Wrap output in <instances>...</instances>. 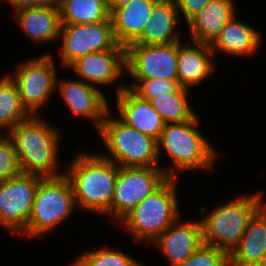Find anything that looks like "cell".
<instances>
[{"instance_id": "6da1fadb", "label": "cell", "mask_w": 266, "mask_h": 266, "mask_svg": "<svg viewBox=\"0 0 266 266\" xmlns=\"http://www.w3.org/2000/svg\"><path fill=\"white\" fill-rule=\"evenodd\" d=\"M68 177L77 206L111 214L118 166L101 154L82 152L68 167Z\"/></svg>"}, {"instance_id": "7a4b0ae2", "label": "cell", "mask_w": 266, "mask_h": 266, "mask_svg": "<svg viewBox=\"0 0 266 266\" xmlns=\"http://www.w3.org/2000/svg\"><path fill=\"white\" fill-rule=\"evenodd\" d=\"M8 135L13 139L22 173L41 177H58L59 132L48 126L39 115L18 123Z\"/></svg>"}, {"instance_id": "3957f363", "label": "cell", "mask_w": 266, "mask_h": 266, "mask_svg": "<svg viewBox=\"0 0 266 266\" xmlns=\"http://www.w3.org/2000/svg\"><path fill=\"white\" fill-rule=\"evenodd\" d=\"M197 124L196 115L189 121L165 124L161 131L157 140L158 156L163 148L172 159L171 168L164 169L169 178H176V170L178 172V170L211 169L213 167L217 157L216 151L196 128Z\"/></svg>"}, {"instance_id": "277c9868", "label": "cell", "mask_w": 266, "mask_h": 266, "mask_svg": "<svg viewBox=\"0 0 266 266\" xmlns=\"http://www.w3.org/2000/svg\"><path fill=\"white\" fill-rule=\"evenodd\" d=\"M261 195L262 193H257L230 201L202 218L203 243L230 254L240 243L249 220L265 205L262 204Z\"/></svg>"}, {"instance_id": "5b68a950", "label": "cell", "mask_w": 266, "mask_h": 266, "mask_svg": "<svg viewBox=\"0 0 266 266\" xmlns=\"http://www.w3.org/2000/svg\"><path fill=\"white\" fill-rule=\"evenodd\" d=\"M175 188V178H168L120 221L135 241L154 242L179 218Z\"/></svg>"}, {"instance_id": "8992f818", "label": "cell", "mask_w": 266, "mask_h": 266, "mask_svg": "<svg viewBox=\"0 0 266 266\" xmlns=\"http://www.w3.org/2000/svg\"><path fill=\"white\" fill-rule=\"evenodd\" d=\"M109 110L99 129L104 144L110 151L101 154L122 167H157V140L128 126L120 118H110Z\"/></svg>"}, {"instance_id": "52a82bcc", "label": "cell", "mask_w": 266, "mask_h": 266, "mask_svg": "<svg viewBox=\"0 0 266 266\" xmlns=\"http://www.w3.org/2000/svg\"><path fill=\"white\" fill-rule=\"evenodd\" d=\"M77 206L68 177H44L37 186L33 209L24 231L28 236L51 232Z\"/></svg>"}, {"instance_id": "ba28073f", "label": "cell", "mask_w": 266, "mask_h": 266, "mask_svg": "<svg viewBox=\"0 0 266 266\" xmlns=\"http://www.w3.org/2000/svg\"><path fill=\"white\" fill-rule=\"evenodd\" d=\"M168 178L164 168L118 166L111 214L121 221Z\"/></svg>"}, {"instance_id": "9c48e42d", "label": "cell", "mask_w": 266, "mask_h": 266, "mask_svg": "<svg viewBox=\"0 0 266 266\" xmlns=\"http://www.w3.org/2000/svg\"><path fill=\"white\" fill-rule=\"evenodd\" d=\"M126 71L134 79L178 81V41L170 44H130L125 48Z\"/></svg>"}, {"instance_id": "30bf717a", "label": "cell", "mask_w": 266, "mask_h": 266, "mask_svg": "<svg viewBox=\"0 0 266 266\" xmlns=\"http://www.w3.org/2000/svg\"><path fill=\"white\" fill-rule=\"evenodd\" d=\"M43 177L21 173L0 182V224L22 233L30 219L39 181Z\"/></svg>"}, {"instance_id": "8fae6325", "label": "cell", "mask_w": 266, "mask_h": 266, "mask_svg": "<svg viewBox=\"0 0 266 266\" xmlns=\"http://www.w3.org/2000/svg\"><path fill=\"white\" fill-rule=\"evenodd\" d=\"M50 54L24 61L12 79L16 82L23 106L35 115L56 89L57 71Z\"/></svg>"}, {"instance_id": "7c38bea8", "label": "cell", "mask_w": 266, "mask_h": 266, "mask_svg": "<svg viewBox=\"0 0 266 266\" xmlns=\"http://www.w3.org/2000/svg\"><path fill=\"white\" fill-rule=\"evenodd\" d=\"M61 36V58L63 65L68 67L80 57L113 49L118 44L113 35L111 21L61 24L59 37Z\"/></svg>"}, {"instance_id": "4fadbf2b", "label": "cell", "mask_w": 266, "mask_h": 266, "mask_svg": "<svg viewBox=\"0 0 266 266\" xmlns=\"http://www.w3.org/2000/svg\"><path fill=\"white\" fill-rule=\"evenodd\" d=\"M70 67L90 85L111 84L126 69L125 47L117 44L113 49L87 54L78 58Z\"/></svg>"}, {"instance_id": "5bb4252c", "label": "cell", "mask_w": 266, "mask_h": 266, "mask_svg": "<svg viewBox=\"0 0 266 266\" xmlns=\"http://www.w3.org/2000/svg\"><path fill=\"white\" fill-rule=\"evenodd\" d=\"M120 119L137 131L158 140L165 123L150 101L139 98L126 85L117 88Z\"/></svg>"}, {"instance_id": "9a60e30c", "label": "cell", "mask_w": 266, "mask_h": 266, "mask_svg": "<svg viewBox=\"0 0 266 266\" xmlns=\"http://www.w3.org/2000/svg\"><path fill=\"white\" fill-rule=\"evenodd\" d=\"M60 91L72 113L78 116L94 119V124L99 131L105 115L109 110L108 102L102 92L87 81H61Z\"/></svg>"}, {"instance_id": "2e32d148", "label": "cell", "mask_w": 266, "mask_h": 266, "mask_svg": "<svg viewBox=\"0 0 266 266\" xmlns=\"http://www.w3.org/2000/svg\"><path fill=\"white\" fill-rule=\"evenodd\" d=\"M170 266H178L203 243L201 222H181L179 218L155 241Z\"/></svg>"}, {"instance_id": "e0dca14e", "label": "cell", "mask_w": 266, "mask_h": 266, "mask_svg": "<svg viewBox=\"0 0 266 266\" xmlns=\"http://www.w3.org/2000/svg\"><path fill=\"white\" fill-rule=\"evenodd\" d=\"M157 1L132 0L110 12L113 35L119 45L126 48L141 36Z\"/></svg>"}, {"instance_id": "ac0fdd59", "label": "cell", "mask_w": 266, "mask_h": 266, "mask_svg": "<svg viewBox=\"0 0 266 266\" xmlns=\"http://www.w3.org/2000/svg\"><path fill=\"white\" fill-rule=\"evenodd\" d=\"M214 53L207 43L194 42L193 46H182L178 41V84L189 90L215 71ZM213 58V59H212Z\"/></svg>"}, {"instance_id": "d6986e66", "label": "cell", "mask_w": 266, "mask_h": 266, "mask_svg": "<svg viewBox=\"0 0 266 266\" xmlns=\"http://www.w3.org/2000/svg\"><path fill=\"white\" fill-rule=\"evenodd\" d=\"M15 17L23 31L34 42H47L59 38L60 9L56 4L16 9Z\"/></svg>"}, {"instance_id": "ffe728a7", "label": "cell", "mask_w": 266, "mask_h": 266, "mask_svg": "<svg viewBox=\"0 0 266 266\" xmlns=\"http://www.w3.org/2000/svg\"><path fill=\"white\" fill-rule=\"evenodd\" d=\"M266 251V205L249 220L240 243L229 254V266H256Z\"/></svg>"}, {"instance_id": "44dd1931", "label": "cell", "mask_w": 266, "mask_h": 266, "mask_svg": "<svg viewBox=\"0 0 266 266\" xmlns=\"http://www.w3.org/2000/svg\"><path fill=\"white\" fill-rule=\"evenodd\" d=\"M234 16L233 0H211L187 23L193 42L210 44Z\"/></svg>"}, {"instance_id": "7402d4cb", "label": "cell", "mask_w": 266, "mask_h": 266, "mask_svg": "<svg viewBox=\"0 0 266 266\" xmlns=\"http://www.w3.org/2000/svg\"><path fill=\"white\" fill-rule=\"evenodd\" d=\"M178 10L174 0H158L141 36L132 44L159 45L179 41L174 30L178 20Z\"/></svg>"}, {"instance_id": "603a6c76", "label": "cell", "mask_w": 266, "mask_h": 266, "mask_svg": "<svg viewBox=\"0 0 266 266\" xmlns=\"http://www.w3.org/2000/svg\"><path fill=\"white\" fill-rule=\"evenodd\" d=\"M260 36L251 26L239 22L234 16L209 44L213 53L221 51L235 56L251 55L258 50Z\"/></svg>"}, {"instance_id": "cb8c5ba5", "label": "cell", "mask_w": 266, "mask_h": 266, "mask_svg": "<svg viewBox=\"0 0 266 266\" xmlns=\"http://www.w3.org/2000/svg\"><path fill=\"white\" fill-rule=\"evenodd\" d=\"M59 9L61 24L111 21L107 0H64Z\"/></svg>"}, {"instance_id": "d4e9b609", "label": "cell", "mask_w": 266, "mask_h": 266, "mask_svg": "<svg viewBox=\"0 0 266 266\" xmlns=\"http://www.w3.org/2000/svg\"><path fill=\"white\" fill-rule=\"evenodd\" d=\"M30 116L23 106L16 82L10 74L5 75L0 80V128H8L10 132L18 123Z\"/></svg>"}, {"instance_id": "484cf974", "label": "cell", "mask_w": 266, "mask_h": 266, "mask_svg": "<svg viewBox=\"0 0 266 266\" xmlns=\"http://www.w3.org/2000/svg\"><path fill=\"white\" fill-rule=\"evenodd\" d=\"M188 94L189 90L179 87L173 94L155 97L150 103L165 124L181 123L196 116L186 100Z\"/></svg>"}, {"instance_id": "4316f807", "label": "cell", "mask_w": 266, "mask_h": 266, "mask_svg": "<svg viewBox=\"0 0 266 266\" xmlns=\"http://www.w3.org/2000/svg\"><path fill=\"white\" fill-rule=\"evenodd\" d=\"M133 259L119 250L100 248L84 253L73 264L75 266H141L138 261Z\"/></svg>"}, {"instance_id": "83f0119b", "label": "cell", "mask_w": 266, "mask_h": 266, "mask_svg": "<svg viewBox=\"0 0 266 266\" xmlns=\"http://www.w3.org/2000/svg\"><path fill=\"white\" fill-rule=\"evenodd\" d=\"M129 88L139 98L150 101L151 99L173 94L180 86L178 81L165 79H135Z\"/></svg>"}, {"instance_id": "f1b7e54d", "label": "cell", "mask_w": 266, "mask_h": 266, "mask_svg": "<svg viewBox=\"0 0 266 266\" xmlns=\"http://www.w3.org/2000/svg\"><path fill=\"white\" fill-rule=\"evenodd\" d=\"M178 266H229V254L212 245L202 243Z\"/></svg>"}, {"instance_id": "f546056e", "label": "cell", "mask_w": 266, "mask_h": 266, "mask_svg": "<svg viewBox=\"0 0 266 266\" xmlns=\"http://www.w3.org/2000/svg\"><path fill=\"white\" fill-rule=\"evenodd\" d=\"M0 135V182L22 173L16 147L9 135ZM6 136V137H5Z\"/></svg>"}, {"instance_id": "4dcf8cb0", "label": "cell", "mask_w": 266, "mask_h": 266, "mask_svg": "<svg viewBox=\"0 0 266 266\" xmlns=\"http://www.w3.org/2000/svg\"><path fill=\"white\" fill-rule=\"evenodd\" d=\"M178 13H182L188 23L211 0H174Z\"/></svg>"}, {"instance_id": "1f68e13d", "label": "cell", "mask_w": 266, "mask_h": 266, "mask_svg": "<svg viewBox=\"0 0 266 266\" xmlns=\"http://www.w3.org/2000/svg\"><path fill=\"white\" fill-rule=\"evenodd\" d=\"M13 8L21 9L25 7L33 6H46L50 4H55L54 0H7Z\"/></svg>"}, {"instance_id": "d6a6232c", "label": "cell", "mask_w": 266, "mask_h": 266, "mask_svg": "<svg viewBox=\"0 0 266 266\" xmlns=\"http://www.w3.org/2000/svg\"><path fill=\"white\" fill-rule=\"evenodd\" d=\"M131 1L132 0H107L109 12H111L112 10H114L116 8H119V7L126 5Z\"/></svg>"}, {"instance_id": "836d02e7", "label": "cell", "mask_w": 266, "mask_h": 266, "mask_svg": "<svg viewBox=\"0 0 266 266\" xmlns=\"http://www.w3.org/2000/svg\"><path fill=\"white\" fill-rule=\"evenodd\" d=\"M256 266H266V251L264 252L259 263Z\"/></svg>"}, {"instance_id": "e575fe53", "label": "cell", "mask_w": 266, "mask_h": 266, "mask_svg": "<svg viewBox=\"0 0 266 266\" xmlns=\"http://www.w3.org/2000/svg\"><path fill=\"white\" fill-rule=\"evenodd\" d=\"M64 0H54V3L59 6Z\"/></svg>"}]
</instances>
